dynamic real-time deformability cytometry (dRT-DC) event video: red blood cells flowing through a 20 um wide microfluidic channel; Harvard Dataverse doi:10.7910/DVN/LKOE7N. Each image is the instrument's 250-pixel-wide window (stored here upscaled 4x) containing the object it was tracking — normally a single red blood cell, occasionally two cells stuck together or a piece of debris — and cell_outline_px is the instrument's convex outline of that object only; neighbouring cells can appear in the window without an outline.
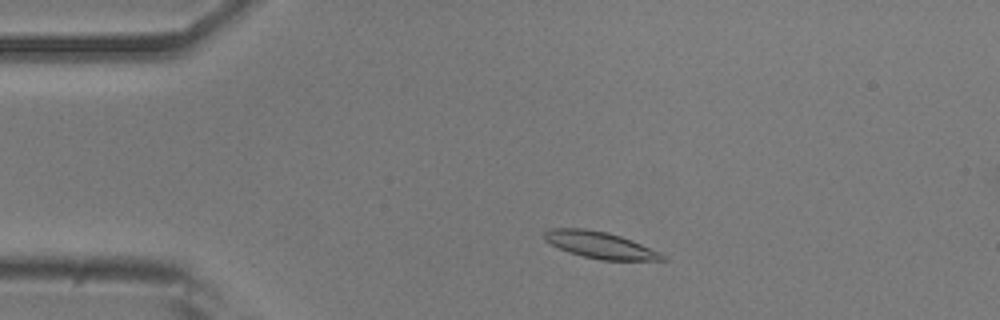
{"species": "common noctule bat (a hibernating species)", "species_latin": "Nyctalus noctula", "temperature_condition": "room temperature", "stored_images_in_passage": 50, "camera_frame_rate_fps": 3000, "um_per_image_px": 0.085, "animal": {"sex": "male", "body_mass_g": 20.5, "forearm_length_mm": 52.5}, "frame": {"image": 1, "passage_image": 7, "time_ms": 2.0, "image_size_px": [1000, 320], "cell_outline_px": [[668, 260], [600, 260], [568, 252], [544, 240], [544, 232], [552, 228], [584, 228], [608, 232], [632, 240], [660, 252], [668, 256]], "centroid_in_image_um": [51.04, 20.83], "position_along_channel_um": 34.0, "area_um2": 18.32}}
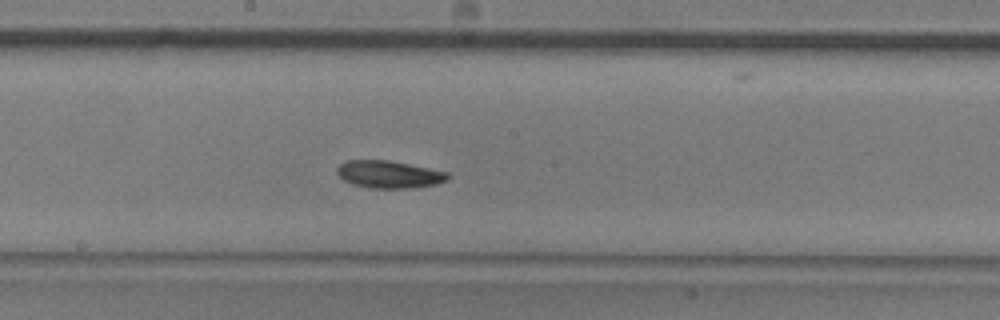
{"frame": {"image": 2, "passage_image": 25, "time_ms": 8.0, "image_size_px": [1000, 320], "cell_outline_px": [[448, 180], [436, 184], [412, 188], [372, 188], [352, 184], [344, 180], [336, 172], [336, 168], [340, 164], [348, 160], [388, 160], [448, 172]], "centroid_in_image_um": [33.05, 14.82], "position_along_channel_um": 215.2, "area_um2": 17.57}}
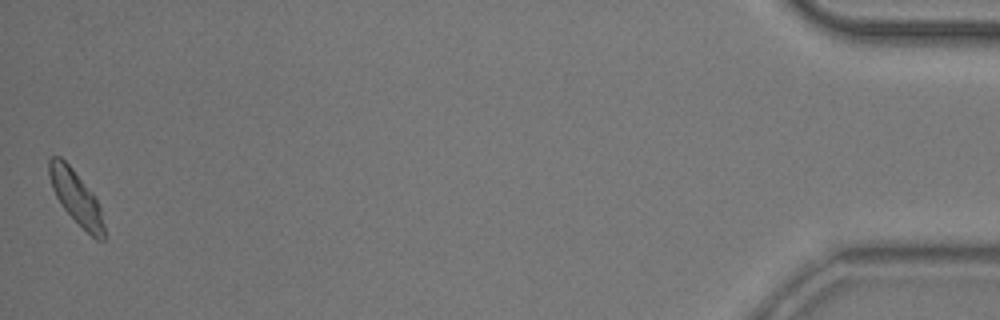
{"frame": {"image": 3, "passage_image": 50, "time_ms": 16.333, "image_size_px": [1000, 320], "cell_outline_px": [[104, 240], [96, 240], [64, 208], [56, 196], [52, 188], [48, 172], [48, 160], [52, 156], [60, 156], [72, 168], [92, 192], [100, 208], [104, 224]], "centroid_in_image_um": [6.45, 16.74], "position_along_channel_um": 428.7, "area_um2": 16.65}, "authors_computed_cell_mechanics": {"area_um2": 17.629, "velocity_mm_per_s": 3.697, "shape_relaxation_time_tau1_ms": 3.3899, "shape_relaxation_time_tau2_ms": null, "deformation_change_tau1": 0.1157, "deformation_change_tau2": null}}